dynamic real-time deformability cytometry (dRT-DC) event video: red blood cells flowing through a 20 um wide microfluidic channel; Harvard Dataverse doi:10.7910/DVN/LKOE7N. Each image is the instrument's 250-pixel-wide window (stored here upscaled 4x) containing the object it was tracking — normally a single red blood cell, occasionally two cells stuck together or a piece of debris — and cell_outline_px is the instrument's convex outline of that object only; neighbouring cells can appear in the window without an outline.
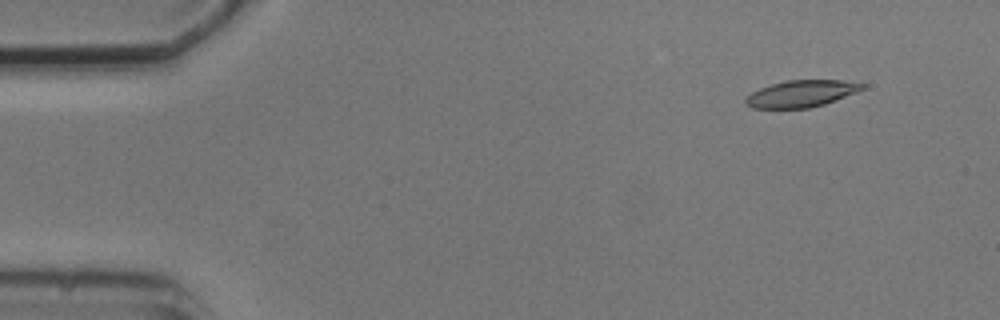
{"species": "common noctule bat (a hibernating species)", "species_latin": "Nyctalus noctula", "temperature_condition": "cold", "stored_images_in_passage": 5, "camera_frame_rate_fps": 3000, "um_per_image_px": 0.085, "animal": {"sex": "male", "body_mass_g": 20.5, "forearm_length_mm": 52.5}, "frame": {"image": 1, "passage_image": 2, "time_ms": 1.333, "image_size_px": [1000, 320], "cell_outline_px": [[864, 88], [856, 92], [824, 104], [808, 108], [752, 108], [744, 104], [744, 100], [752, 92], [760, 88], [772, 84], [788, 80], [844, 80], [864, 84]], "centroid_in_image_um": [68.08, 7.96], "position_along_channel_um": 16.9, "area_um2": 18.03}}
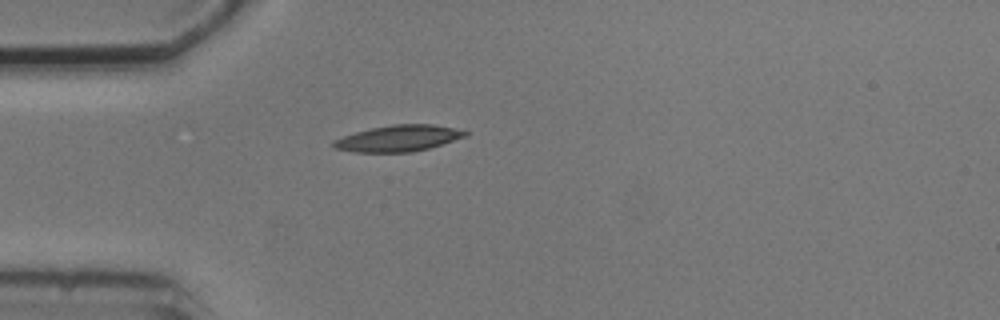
{"frame": {"image": 2, "passage_image": 5, "time_ms": 4.667, "image_size_px": [1000, 320], "cell_outline_px": [[468, 136], [428, 148], [412, 152], [352, 152], [332, 148], [332, 140], [356, 132], [372, 128], [392, 124], [432, 124], [452, 128], [468, 132]], "centroid_in_image_um": [33.82, 11.76], "position_along_channel_um": 51.2, "area_um2": 20.06}}